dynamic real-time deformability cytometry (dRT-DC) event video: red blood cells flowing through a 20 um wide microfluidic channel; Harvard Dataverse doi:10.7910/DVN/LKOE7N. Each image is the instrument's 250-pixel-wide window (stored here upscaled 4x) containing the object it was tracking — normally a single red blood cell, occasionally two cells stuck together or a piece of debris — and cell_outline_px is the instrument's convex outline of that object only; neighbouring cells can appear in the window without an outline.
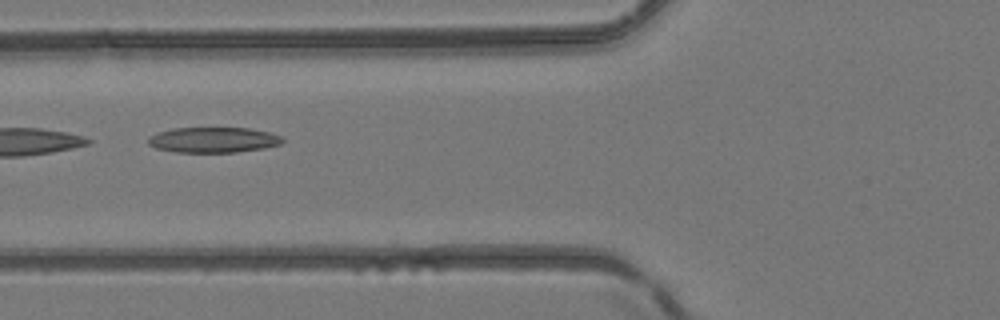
{"species": "common noctule bat (a hibernating species)", "species_latin": "Nyctalus noctula", "temperature_condition": "room temperature", "stored_images_in_passage": 6, "camera_frame_rate_fps": 3000, "um_per_image_px": 0.085, "animal": {"sex": "female", "body_mass_g": 24.6, "forearm_length_mm": 56.2}, "frame": {"image": 1, "passage_image": 6, "time_ms": 5.667, "image_size_px": [1000, 320], "cell_outline_px": [[284, 140], [280, 144], [264, 148], [236, 152], [176, 152], [156, 148], [148, 144], [148, 136], [172, 128], [248, 128], [268, 132], [280, 136]], "centroid_in_image_um": [18.11, 11.89], "position_along_channel_um": 107.7, "area_um2": 19.77}}